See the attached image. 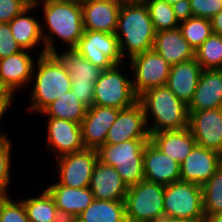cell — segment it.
Returning a JSON list of instances; mask_svg holds the SVG:
<instances>
[{
	"label": "cell",
	"mask_w": 222,
	"mask_h": 222,
	"mask_svg": "<svg viewBox=\"0 0 222 222\" xmlns=\"http://www.w3.org/2000/svg\"><path fill=\"white\" fill-rule=\"evenodd\" d=\"M44 9V22L49 33H41L44 40L45 54L56 51L53 36L63 40L69 48H75L84 32L82 7L80 0H45L41 1Z\"/></svg>",
	"instance_id": "6da1fadb"
},
{
	"label": "cell",
	"mask_w": 222,
	"mask_h": 222,
	"mask_svg": "<svg viewBox=\"0 0 222 222\" xmlns=\"http://www.w3.org/2000/svg\"><path fill=\"white\" fill-rule=\"evenodd\" d=\"M115 35L119 41L123 59L127 54L131 59L133 56L153 49L156 31L147 5L139 2H123Z\"/></svg>",
	"instance_id": "7a4b0ae2"
},
{
	"label": "cell",
	"mask_w": 222,
	"mask_h": 222,
	"mask_svg": "<svg viewBox=\"0 0 222 222\" xmlns=\"http://www.w3.org/2000/svg\"><path fill=\"white\" fill-rule=\"evenodd\" d=\"M138 101L143 106L146 124L150 123L149 113L154 120L153 125L148 126L150 135L188 127V105L177 98L166 85L146 90L138 97Z\"/></svg>",
	"instance_id": "3957f363"
},
{
	"label": "cell",
	"mask_w": 222,
	"mask_h": 222,
	"mask_svg": "<svg viewBox=\"0 0 222 222\" xmlns=\"http://www.w3.org/2000/svg\"><path fill=\"white\" fill-rule=\"evenodd\" d=\"M32 86L31 103L27 110L41 112L46 106L71 90L72 81L60 62L52 54H39ZM35 110V111H34Z\"/></svg>",
	"instance_id": "277c9868"
},
{
	"label": "cell",
	"mask_w": 222,
	"mask_h": 222,
	"mask_svg": "<svg viewBox=\"0 0 222 222\" xmlns=\"http://www.w3.org/2000/svg\"><path fill=\"white\" fill-rule=\"evenodd\" d=\"M150 139L127 140L120 144H104L96 151L98 160L114 167L127 187L144 179L143 153Z\"/></svg>",
	"instance_id": "5b68a950"
},
{
	"label": "cell",
	"mask_w": 222,
	"mask_h": 222,
	"mask_svg": "<svg viewBox=\"0 0 222 222\" xmlns=\"http://www.w3.org/2000/svg\"><path fill=\"white\" fill-rule=\"evenodd\" d=\"M165 186L143 179L128 187L124 199L127 222H156L164 213Z\"/></svg>",
	"instance_id": "8992f818"
},
{
	"label": "cell",
	"mask_w": 222,
	"mask_h": 222,
	"mask_svg": "<svg viewBox=\"0 0 222 222\" xmlns=\"http://www.w3.org/2000/svg\"><path fill=\"white\" fill-rule=\"evenodd\" d=\"M70 75L71 91L87 108L94 104V84L98 80L102 69L85 59L76 48H68L61 54L51 53Z\"/></svg>",
	"instance_id": "52a82bcc"
},
{
	"label": "cell",
	"mask_w": 222,
	"mask_h": 222,
	"mask_svg": "<svg viewBox=\"0 0 222 222\" xmlns=\"http://www.w3.org/2000/svg\"><path fill=\"white\" fill-rule=\"evenodd\" d=\"M165 216L186 220H205L202 186L193 182H173L165 185Z\"/></svg>",
	"instance_id": "ba28073f"
},
{
	"label": "cell",
	"mask_w": 222,
	"mask_h": 222,
	"mask_svg": "<svg viewBox=\"0 0 222 222\" xmlns=\"http://www.w3.org/2000/svg\"><path fill=\"white\" fill-rule=\"evenodd\" d=\"M120 65L103 70L94 84V104L103 107L125 109L138 102L131 78L120 72Z\"/></svg>",
	"instance_id": "9c48e42d"
},
{
	"label": "cell",
	"mask_w": 222,
	"mask_h": 222,
	"mask_svg": "<svg viewBox=\"0 0 222 222\" xmlns=\"http://www.w3.org/2000/svg\"><path fill=\"white\" fill-rule=\"evenodd\" d=\"M96 67L106 70L121 65L123 56L115 33L84 30L75 47Z\"/></svg>",
	"instance_id": "30bf717a"
},
{
	"label": "cell",
	"mask_w": 222,
	"mask_h": 222,
	"mask_svg": "<svg viewBox=\"0 0 222 222\" xmlns=\"http://www.w3.org/2000/svg\"><path fill=\"white\" fill-rule=\"evenodd\" d=\"M135 94L139 97L146 90L167 84L171 65L154 49L130 59Z\"/></svg>",
	"instance_id": "8fae6325"
},
{
	"label": "cell",
	"mask_w": 222,
	"mask_h": 222,
	"mask_svg": "<svg viewBox=\"0 0 222 222\" xmlns=\"http://www.w3.org/2000/svg\"><path fill=\"white\" fill-rule=\"evenodd\" d=\"M59 183L70 188L89 187L93 168L98 160L95 149L85 148L56 157Z\"/></svg>",
	"instance_id": "7c38bea8"
},
{
	"label": "cell",
	"mask_w": 222,
	"mask_h": 222,
	"mask_svg": "<svg viewBox=\"0 0 222 222\" xmlns=\"http://www.w3.org/2000/svg\"><path fill=\"white\" fill-rule=\"evenodd\" d=\"M188 128L196 143L222 152V108L188 111Z\"/></svg>",
	"instance_id": "4fadbf2b"
},
{
	"label": "cell",
	"mask_w": 222,
	"mask_h": 222,
	"mask_svg": "<svg viewBox=\"0 0 222 222\" xmlns=\"http://www.w3.org/2000/svg\"><path fill=\"white\" fill-rule=\"evenodd\" d=\"M142 104L121 109L107 133L105 144H120L127 140L150 139Z\"/></svg>",
	"instance_id": "5bb4252c"
},
{
	"label": "cell",
	"mask_w": 222,
	"mask_h": 222,
	"mask_svg": "<svg viewBox=\"0 0 222 222\" xmlns=\"http://www.w3.org/2000/svg\"><path fill=\"white\" fill-rule=\"evenodd\" d=\"M121 109L93 105L87 108L81 122L82 140L85 148L97 150L105 144L108 130Z\"/></svg>",
	"instance_id": "9a60e30c"
},
{
	"label": "cell",
	"mask_w": 222,
	"mask_h": 222,
	"mask_svg": "<svg viewBox=\"0 0 222 222\" xmlns=\"http://www.w3.org/2000/svg\"><path fill=\"white\" fill-rule=\"evenodd\" d=\"M47 148L53 149L56 157L85 149L81 125L66 119L48 117Z\"/></svg>",
	"instance_id": "2e32d148"
},
{
	"label": "cell",
	"mask_w": 222,
	"mask_h": 222,
	"mask_svg": "<svg viewBox=\"0 0 222 222\" xmlns=\"http://www.w3.org/2000/svg\"><path fill=\"white\" fill-rule=\"evenodd\" d=\"M219 152L198 144L180 164V181L203 186L216 172Z\"/></svg>",
	"instance_id": "e0dca14e"
},
{
	"label": "cell",
	"mask_w": 222,
	"mask_h": 222,
	"mask_svg": "<svg viewBox=\"0 0 222 222\" xmlns=\"http://www.w3.org/2000/svg\"><path fill=\"white\" fill-rule=\"evenodd\" d=\"M143 172L144 179L164 186L180 181V164L165 155L150 140L144 148Z\"/></svg>",
	"instance_id": "ac0fdd59"
},
{
	"label": "cell",
	"mask_w": 222,
	"mask_h": 222,
	"mask_svg": "<svg viewBox=\"0 0 222 222\" xmlns=\"http://www.w3.org/2000/svg\"><path fill=\"white\" fill-rule=\"evenodd\" d=\"M89 188L97 200H124L128 191L118 171L99 160L93 168Z\"/></svg>",
	"instance_id": "d6986e66"
},
{
	"label": "cell",
	"mask_w": 222,
	"mask_h": 222,
	"mask_svg": "<svg viewBox=\"0 0 222 222\" xmlns=\"http://www.w3.org/2000/svg\"><path fill=\"white\" fill-rule=\"evenodd\" d=\"M84 30L115 33L123 2L80 0Z\"/></svg>",
	"instance_id": "ffe728a7"
},
{
	"label": "cell",
	"mask_w": 222,
	"mask_h": 222,
	"mask_svg": "<svg viewBox=\"0 0 222 222\" xmlns=\"http://www.w3.org/2000/svg\"><path fill=\"white\" fill-rule=\"evenodd\" d=\"M27 50L0 59V83L10 93L29 84L33 78L34 60Z\"/></svg>",
	"instance_id": "44dd1931"
},
{
	"label": "cell",
	"mask_w": 222,
	"mask_h": 222,
	"mask_svg": "<svg viewBox=\"0 0 222 222\" xmlns=\"http://www.w3.org/2000/svg\"><path fill=\"white\" fill-rule=\"evenodd\" d=\"M46 190L53 198L62 218L75 219L94 201L89 187L70 188L57 182Z\"/></svg>",
	"instance_id": "7402d4cb"
},
{
	"label": "cell",
	"mask_w": 222,
	"mask_h": 222,
	"mask_svg": "<svg viewBox=\"0 0 222 222\" xmlns=\"http://www.w3.org/2000/svg\"><path fill=\"white\" fill-rule=\"evenodd\" d=\"M222 108V69L202 70L188 111Z\"/></svg>",
	"instance_id": "603a6c76"
},
{
	"label": "cell",
	"mask_w": 222,
	"mask_h": 222,
	"mask_svg": "<svg viewBox=\"0 0 222 222\" xmlns=\"http://www.w3.org/2000/svg\"><path fill=\"white\" fill-rule=\"evenodd\" d=\"M202 70L196 58L171 65L166 86L177 98L189 105Z\"/></svg>",
	"instance_id": "cb8c5ba5"
},
{
	"label": "cell",
	"mask_w": 222,
	"mask_h": 222,
	"mask_svg": "<svg viewBox=\"0 0 222 222\" xmlns=\"http://www.w3.org/2000/svg\"><path fill=\"white\" fill-rule=\"evenodd\" d=\"M153 49L170 65L195 58L194 48L184 39L179 28L156 32Z\"/></svg>",
	"instance_id": "d4e9b609"
},
{
	"label": "cell",
	"mask_w": 222,
	"mask_h": 222,
	"mask_svg": "<svg viewBox=\"0 0 222 222\" xmlns=\"http://www.w3.org/2000/svg\"><path fill=\"white\" fill-rule=\"evenodd\" d=\"M150 141L179 164L184 161L197 144L188 127L182 130L152 133Z\"/></svg>",
	"instance_id": "484cf974"
},
{
	"label": "cell",
	"mask_w": 222,
	"mask_h": 222,
	"mask_svg": "<svg viewBox=\"0 0 222 222\" xmlns=\"http://www.w3.org/2000/svg\"><path fill=\"white\" fill-rule=\"evenodd\" d=\"M35 8L34 5H29L19 15L14 17L10 22L9 26L12 32L13 38L18 42L19 46L23 50H32L43 43L41 54H45L44 40L41 33V24L39 20L27 15L28 12ZM26 14V16H25Z\"/></svg>",
	"instance_id": "4316f807"
},
{
	"label": "cell",
	"mask_w": 222,
	"mask_h": 222,
	"mask_svg": "<svg viewBox=\"0 0 222 222\" xmlns=\"http://www.w3.org/2000/svg\"><path fill=\"white\" fill-rule=\"evenodd\" d=\"M75 220L78 222H127L124 200L94 199Z\"/></svg>",
	"instance_id": "83f0119b"
},
{
	"label": "cell",
	"mask_w": 222,
	"mask_h": 222,
	"mask_svg": "<svg viewBox=\"0 0 222 222\" xmlns=\"http://www.w3.org/2000/svg\"><path fill=\"white\" fill-rule=\"evenodd\" d=\"M87 107L71 90L46 106L40 113L58 119H66L81 125Z\"/></svg>",
	"instance_id": "f1b7e54d"
},
{
	"label": "cell",
	"mask_w": 222,
	"mask_h": 222,
	"mask_svg": "<svg viewBox=\"0 0 222 222\" xmlns=\"http://www.w3.org/2000/svg\"><path fill=\"white\" fill-rule=\"evenodd\" d=\"M21 201L25 206L29 222H58L62 219L53 198L46 189L38 197Z\"/></svg>",
	"instance_id": "f546056e"
},
{
	"label": "cell",
	"mask_w": 222,
	"mask_h": 222,
	"mask_svg": "<svg viewBox=\"0 0 222 222\" xmlns=\"http://www.w3.org/2000/svg\"><path fill=\"white\" fill-rule=\"evenodd\" d=\"M195 58L203 70L222 69V36L212 33L195 50Z\"/></svg>",
	"instance_id": "4dcf8cb0"
},
{
	"label": "cell",
	"mask_w": 222,
	"mask_h": 222,
	"mask_svg": "<svg viewBox=\"0 0 222 222\" xmlns=\"http://www.w3.org/2000/svg\"><path fill=\"white\" fill-rule=\"evenodd\" d=\"M178 28L194 50L200 47L213 33L211 20L201 17H191L179 23Z\"/></svg>",
	"instance_id": "1f68e13d"
},
{
	"label": "cell",
	"mask_w": 222,
	"mask_h": 222,
	"mask_svg": "<svg viewBox=\"0 0 222 222\" xmlns=\"http://www.w3.org/2000/svg\"><path fill=\"white\" fill-rule=\"evenodd\" d=\"M148 7L150 18L156 32L172 30L179 27L173 7L163 0H148L145 2Z\"/></svg>",
	"instance_id": "d6a6232c"
},
{
	"label": "cell",
	"mask_w": 222,
	"mask_h": 222,
	"mask_svg": "<svg viewBox=\"0 0 222 222\" xmlns=\"http://www.w3.org/2000/svg\"><path fill=\"white\" fill-rule=\"evenodd\" d=\"M202 191L205 217L222 212V174L217 171L202 186Z\"/></svg>",
	"instance_id": "836d02e7"
},
{
	"label": "cell",
	"mask_w": 222,
	"mask_h": 222,
	"mask_svg": "<svg viewBox=\"0 0 222 222\" xmlns=\"http://www.w3.org/2000/svg\"><path fill=\"white\" fill-rule=\"evenodd\" d=\"M0 222H29L23 202L0 198Z\"/></svg>",
	"instance_id": "e575fe53"
},
{
	"label": "cell",
	"mask_w": 222,
	"mask_h": 222,
	"mask_svg": "<svg viewBox=\"0 0 222 222\" xmlns=\"http://www.w3.org/2000/svg\"><path fill=\"white\" fill-rule=\"evenodd\" d=\"M11 148V140L9 139L0 144V198L9 197L6 190L11 180Z\"/></svg>",
	"instance_id": "d590c367"
},
{
	"label": "cell",
	"mask_w": 222,
	"mask_h": 222,
	"mask_svg": "<svg viewBox=\"0 0 222 222\" xmlns=\"http://www.w3.org/2000/svg\"><path fill=\"white\" fill-rule=\"evenodd\" d=\"M22 50L12 36L9 23L0 22V59L15 55Z\"/></svg>",
	"instance_id": "8d00e7d4"
},
{
	"label": "cell",
	"mask_w": 222,
	"mask_h": 222,
	"mask_svg": "<svg viewBox=\"0 0 222 222\" xmlns=\"http://www.w3.org/2000/svg\"><path fill=\"white\" fill-rule=\"evenodd\" d=\"M193 17L211 20L222 10L221 0H190Z\"/></svg>",
	"instance_id": "74e56055"
},
{
	"label": "cell",
	"mask_w": 222,
	"mask_h": 222,
	"mask_svg": "<svg viewBox=\"0 0 222 222\" xmlns=\"http://www.w3.org/2000/svg\"><path fill=\"white\" fill-rule=\"evenodd\" d=\"M29 5V0H0V22L9 23Z\"/></svg>",
	"instance_id": "f35d334b"
},
{
	"label": "cell",
	"mask_w": 222,
	"mask_h": 222,
	"mask_svg": "<svg viewBox=\"0 0 222 222\" xmlns=\"http://www.w3.org/2000/svg\"><path fill=\"white\" fill-rule=\"evenodd\" d=\"M175 17L179 23L193 17L190 0H181L172 5Z\"/></svg>",
	"instance_id": "ab89813d"
},
{
	"label": "cell",
	"mask_w": 222,
	"mask_h": 222,
	"mask_svg": "<svg viewBox=\"0 0 222 222\" xmlns=\"http://www.w3.org/2000/svg\"><path fill=\"white\" fill-rule=\"evenodd\" d=\"M13 96H15L13 93L7 92L0 99V121L3 118L4 114H6L5 112L8 110V108L13 100Z\"/></svg>",
	"instance_id": "60d3db41"
},
{
	"label": "cell",
	"mask_w": 222,
	"mask_h": 222,
	"mask_svg": "<svg viewBox=\"0 0 222 222\" xmlns=\"http://www.w3.org/2000/svg\"><path fill=\"white\" fill-rule=\"evenodd\" d=\"M211 23L213 33L222 36V10L211 19Z\"/></svg>",
	"instance_id": "b9f144b4"
},
{
	"label": "cell",
	"mask_w": 222,
	"mask_h": 222,
	"mask_svg": "<svg viewBox=\"0 0 222 222\" xmlns=\"http://www.w3.org/2000/svg\"><path fill=\"white\" fill-rule=\"evenodd\" d=\"M156 222H205V220H186V219H177V218L163 216Z\"/></svg>",
	"instance_id": "7bdbcfd3"
},
{
	"label": "cell",
	"mask_w": 222,
	"mask_h": 222,
	"mask_svg": "<svg viewBox=\"0 0 222 222\" xmlns=\"http://www.w3.org/2000/svg\"><path fill=\"white\" fill-rule=\"evenodd\" d=\"M205 222H222V212L206 216Z\"/></svg>",
	"instance_id": "ee69618b"
},
{
	"label": "cell",
	"mask_w": 222,
	"mask_h": 222,
	"mask_svg": "<svg viewBox=\"0 0 222 222\" xmlns=\"http://www.w3.org/2000/svg\"><path fill=\"white\" fill-rule=\"evenodd\" d=\"M217 171L222 174V152H219Z\"/></svg>",
	"instance_id": "f6af8a7d"
},
{
	"label": "cell",
	"mask_w": 222,
	"mask_h": 222,
	"mask_svg": "<svg viewBox=\"0 0 222 222\" xmlns=\"http://www.w3.org/2000/svg\"><path fill=\"white\" fill-rule=\"evenodd\" d=\"M40 1H42V0H29V4L34 5L37 8V7H39L38 6L39 3H41ZM43 1H45V0H43Z\"/></svg>",
	"instance_id": "bcb514c9"
},
{
	"label": "cell",
	"mask_w": 222,
	"mask_h": 222,
	"mask_svg": "<svg viewBox=\"0 0 222 222\" xmlns=\"http://www.w3.org/2000/svg\"><path fill=\"white\" fill-rule=\"evenodd\" d=\"M8 91L1 85L0 83V99L7 93Z\"/></svg>",
	"instance_id": "7dc6e473"
},
{
	"label": "cell",
	"mask_w": 222,
	"mask_h": 222,
	"mask_svg": "<svg viewBox=\"0 0 222 222\" xmlns=\"http://www.w3.org/2000/svg\"><path fill=\"white\" fill-rule=\"evenodd\" d=\"M91 1H102V2H125V0H91Z\"/></svg>",
	"instance_id": "c3c4849f"
},
{
	"label": "cell",
	"mask_w": 222,
	"mask_h": 222,
	"mask_svg": "<svg viewBox=\"0 0 222 222\" xmlns=\"http://www.w3.org/2000/svg\"><path fill=\"white\" fill-rule=\"evenodd\" d=\"M7 135H4L3 133L0 134V144L5 141V140H8L9 137H6Z\"/></svg>",
	"instance_id": "681fc988"
},
{
	"label": "cell",
	"mask_w": 222,
	"mask_h": 222,
	"mask_svg": "<svg viewBox=\"0 0 222 222\" xmlns=\"http://www.w3.org/2000/svg\"><path fill=\"white\" fill-rule=\"evenodd\" d=\"M163 1H165L167 4L173 5L174 3H177L178 1L181 0H163Z\"/></svg>",
	"instance_id": "f907efd6"
},
{
	"label": "cell",
	"mask_w": 222,
	"mask_h": 222,
	"mask_svg": "<svg viewBox=\"0 0 222 222\" xmlns=\"http://www.w3.org/2000/svg\"><path fill=\"white\" fill-rule=\"evenodd\" d=\"M148 0H125V2H139V3H145Z\"/></svg>",
	"instance_id": "816d5d0a"
},
{
	"label": "cell",
	"mask_w": 222,
	"mask_h": 222,
	"mask_svg": "<svg viewBox=\"0 0 222 222\" xmlns=\"http://www.w3.org/2000/svg\"><path fill=\"white\" fill-rule=\"evenodd\" d=\"M58 222H71V219L68 218H62Z\"/></svg>",
	"instance_id": "f5cc1de1"
},
{
	"label": "cell",
	"mask_w": 222,
	"mask_h": 222,
	"mask_svg": "<svg viewBox=\"0 0 222 222\" xmlns=\"http://www.w3.org/2000/svg\"><path fill=\"white\" fill-rule=\"evenodd\" d=\"M71 222H78V221H76L75 219H71Z\"/></svg>",
	"instance_id": "db71d44e"
}]
</instances>
